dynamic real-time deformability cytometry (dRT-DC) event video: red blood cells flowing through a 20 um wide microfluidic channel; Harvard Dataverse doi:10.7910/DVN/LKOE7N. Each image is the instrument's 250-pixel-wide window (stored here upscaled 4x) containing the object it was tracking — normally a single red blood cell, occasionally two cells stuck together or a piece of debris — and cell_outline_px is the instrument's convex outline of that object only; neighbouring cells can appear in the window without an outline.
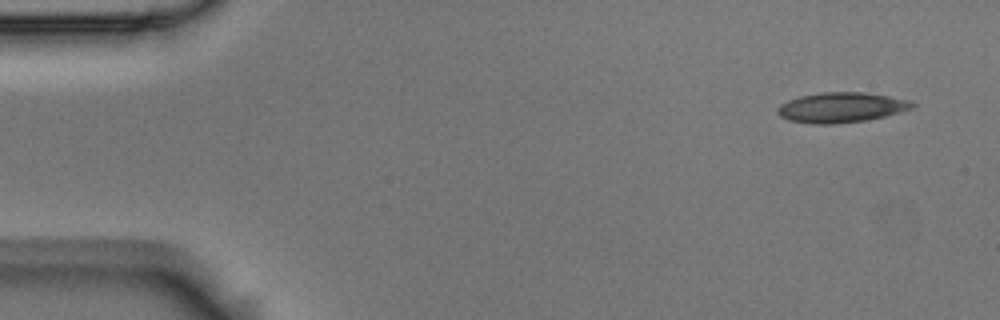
{"species": "Egyptian fruit bat (a non-hibernating species)", "species_latin": "Rousettus aegyptiacus", "temperature_condition": "room temperature", "stored_images_in_passage": 4, "camera_frame_rate_fps": 3000, "um_per_image_px": 0.085, "animal": {"sex": "male"}, "frame": {"image": 1, "passage_image": 1, "time_ms": 0.0, "image_size_px": [1000, 320], "cell_outline_px": [[916, 104], [912, 108], [900, 112], [884, 116], [864, 120], [832, 124], [816, 124], [788, 120], [780, 116], [776, 112], [776, 108], [780, 104], [788, 100], [800, 96], [820, 92], [864, 92], [912, 100]], "centroid_in_image_um": [71.49, 9.12], "position_along_channel_um": 13.5, "area_um2": 23.64}}
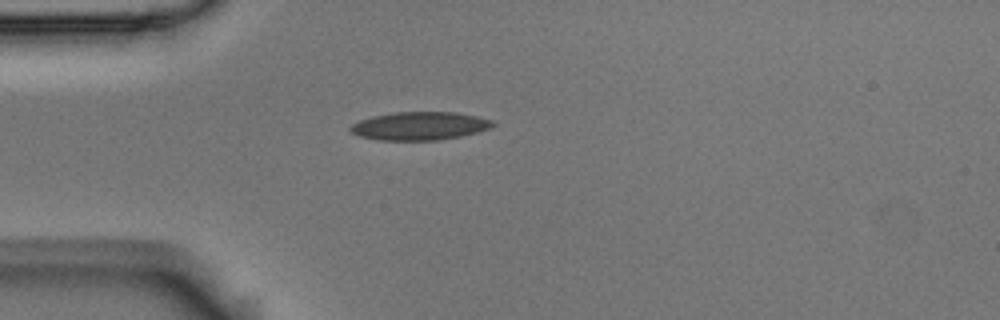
{"frame": {"image": 2, "passage_image": 4, "time_ms": 1.0, "image_size_px": [1000, 320], "cell_outline_px": [[496, 124], [492, 128], [460, 136], [436, 140], [376, 140], [360, 136], [352, 132], [348, 128], [352, 124], [360, 120], [372, 116], [392, 112], [456, 112], [480, 116], [492, 120]], "centroid_in_image_um": [35.69, 10.69], "position_along_channel_um": 49.3, "area_um2": 23.52}}